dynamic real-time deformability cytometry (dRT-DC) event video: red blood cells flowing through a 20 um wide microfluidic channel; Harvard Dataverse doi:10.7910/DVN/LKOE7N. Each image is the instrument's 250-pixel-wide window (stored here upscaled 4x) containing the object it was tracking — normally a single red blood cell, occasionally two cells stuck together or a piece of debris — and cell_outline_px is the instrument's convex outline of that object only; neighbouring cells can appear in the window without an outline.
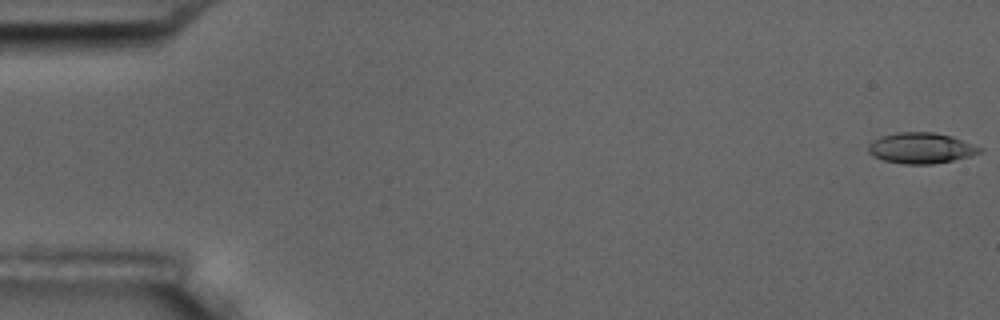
{"species": "common noctule bat (a hibernating species)", "species_latin": "Nyctalus noctula", "temperature_condition": "room temperature", "stored_images_in_passage": 5, "camera_frame_rate_fps": 3000, "um_per_image_px": 0.085, "animal": {"sex": "male", "body_mass_g": 17.5, "forearm_length_mm": 52.3}, "frame": {"image": 1, "passage_image": 1, "time_ms": 0.0, "image_size_px": [1000, 320], "cell_outline_px": [[984, 148], [980, 152], [972, 156], [932, 164], [904, 164], [884, 160], [872, 156], [868, 152], [868, 144], [872, 140], [880, 136], [896, 132], [932, 132], [952, 136]], "centroid_in_image_um": [78.27, 12.58], "position_along_channel_um": 6.7, "area_um2": 20.11}}
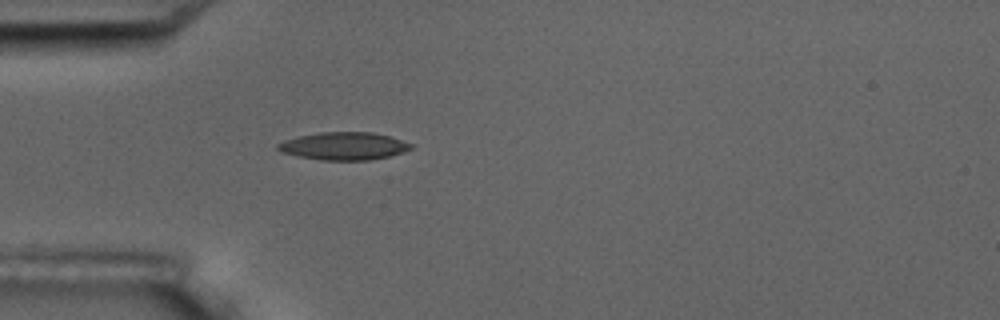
{"frame": {"image": 2, "passage_image": 5, "time_ms": 5.333, "image_size_px": [1000, 320], "cell_outline_px": [[412, 148], [404, 152], [388, 156], [368, 160], [320, 160], [296, 156], [280, 152], [276, 148], [276, 144], [284, 140], [300, 136], [320, 132], [372, 132], [392, 136], [412, 144]], "centroid_in_image_um": [29.21, 12.41], "position_along_channel_um": 55.8, "area_um2": 21.62}}